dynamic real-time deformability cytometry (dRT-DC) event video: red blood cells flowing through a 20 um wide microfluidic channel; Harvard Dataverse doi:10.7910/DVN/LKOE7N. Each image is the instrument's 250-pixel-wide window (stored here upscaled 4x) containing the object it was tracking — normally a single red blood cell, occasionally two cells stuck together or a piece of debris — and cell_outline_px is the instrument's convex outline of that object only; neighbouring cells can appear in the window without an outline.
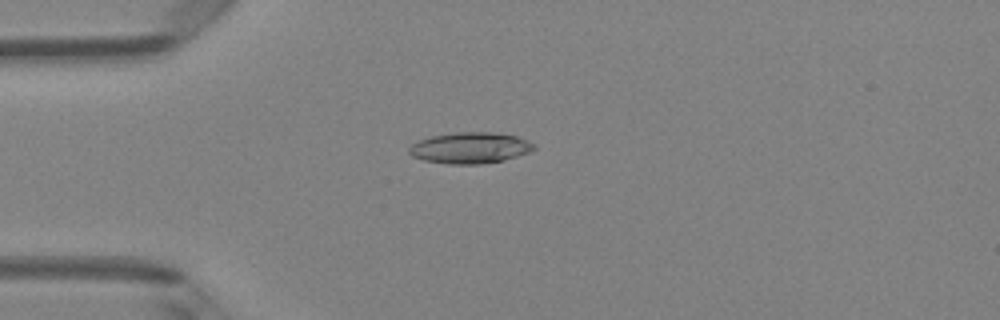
{"species": "Egyptian fruit bat (a non-hibernating species)", "species_latin": "Rousettus aegyptiacus", "temperature_condition": "room temperature", "stored_images_in_passage": 4, "camera_frame_rate_fps": 3000, "um_per_image_px": 0.085, "animal": {"sex": "female"}, "frame": {"image": 1, "passage_image": 4, "time_ms": 3.667, "image_size_px": [1000, 320], "cell_outline_px": [[536, 148], [528, 152], [504, 160], [480, 164], [448, 164], [424, 160], [412, 156], [408, 152], [408, 148], [412, 144], [420, 140], [432, 136], [456, 132], [492, 132], [516, 136], [536, 144]], "centroid_in_image_um": [39.95, 12.57], "position_along_channel_um": 45.0, "area_um2": 22.54}}